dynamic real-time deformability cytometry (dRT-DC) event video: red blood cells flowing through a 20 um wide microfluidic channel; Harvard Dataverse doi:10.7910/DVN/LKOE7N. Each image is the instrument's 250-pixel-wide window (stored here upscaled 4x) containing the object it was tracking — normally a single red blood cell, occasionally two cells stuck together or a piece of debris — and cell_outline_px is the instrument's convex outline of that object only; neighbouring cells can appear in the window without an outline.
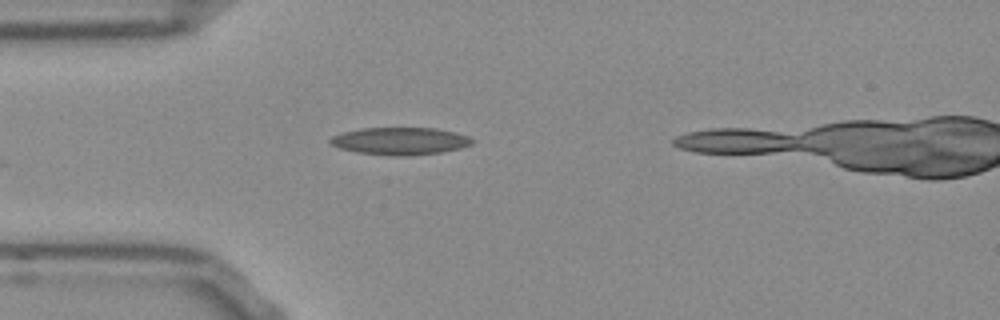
{"species": "Egyptian fruit bat (a non-hibernating species)", "species_latin": "Rousettus aegyptiacus", "temperature_condition": "room temperature", "stored_images_in_passage": 41, "camera_frame_rate_fps": 3000, "um_per_image_px": 0.085, "frame": {"image": 1, "passage_image": 5, "time_ms": 1.333, "image_size_px": [1000, 320], "cell_outline_px": [[476, 140], [472, 144], [460, 148], [440, 152], [412, 156], [392, 156], [356, 152], [340, 148], [328, 144], [328, 140], [332, 136], [344, 132], [360, 128], [436, 128], [456, 132], [468, 136]], "centroid_in_image_um": [34.01, 11.99], "position_along_channel_um": 51.0, "area_um2": 22.89}}
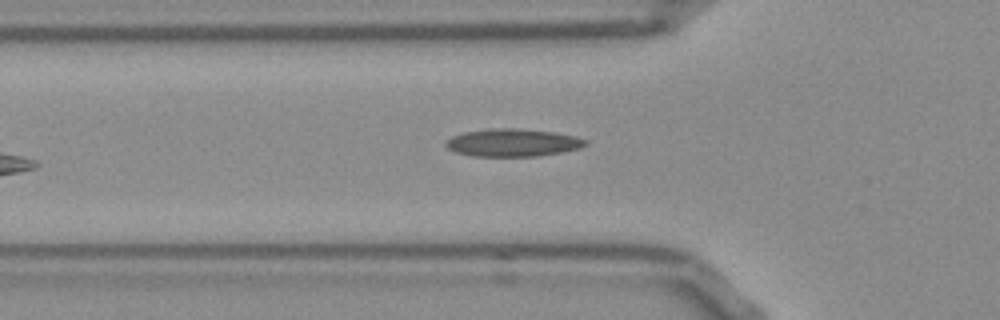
{"frame": {"image": 2, "passage_image": 8, "time_ms": 2.333, "image_size_px": [1000, 320], "cell_outline_px": [[588, 144], [580, 148], [560, 152], [536, 156], [476, 156], [456, 152], [448, 148], [444, 144], [452, 136], [464, 132], [492, 128], [516, 128], [552, 132], [576, 136], [588, 140]], "centroid_in_image_um": [43.6, 12.12], "position_along_channel_um": 82.2, "area_um2": 22.37}}
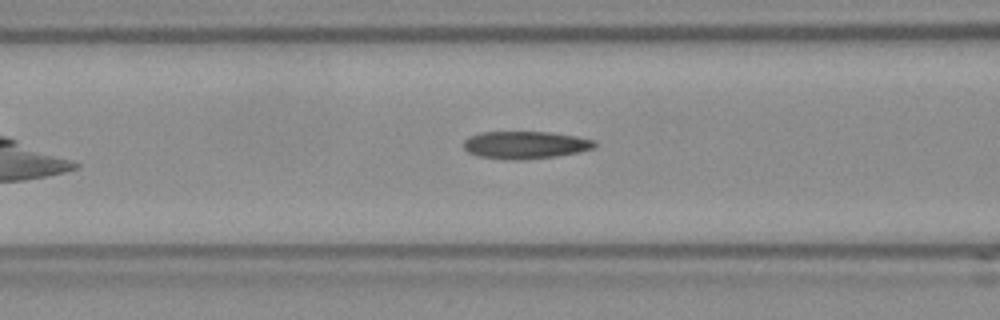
{"frame": {"image": 3, "passage_image": 11, "time_ms": 3.333, "image_size_px": [1000, 320], "cell_outline_px": [[596, 148], [556, 156], [480, 156], [468, 152], [464, 148], [464, 140], [468, 136], [480, 132], [548, 132], [576, 136], [596, 140]], "centroid_in_image_um": [44.69, 12.25], "position_along_channel_um": 121.9, "area_um2": 19.77}, "authors_computed_cell_mechanics": {"area_um2": 21.0392, "velocity_mm_per_s": 3.8849, "shape_relaxation_time_tau1_ms": 9.4044, "shape_relaxation_time_tau2_ms": 2.2815, "deformation_change_tau1": 0.2237, "deformation_change_tau2": 0.115}}